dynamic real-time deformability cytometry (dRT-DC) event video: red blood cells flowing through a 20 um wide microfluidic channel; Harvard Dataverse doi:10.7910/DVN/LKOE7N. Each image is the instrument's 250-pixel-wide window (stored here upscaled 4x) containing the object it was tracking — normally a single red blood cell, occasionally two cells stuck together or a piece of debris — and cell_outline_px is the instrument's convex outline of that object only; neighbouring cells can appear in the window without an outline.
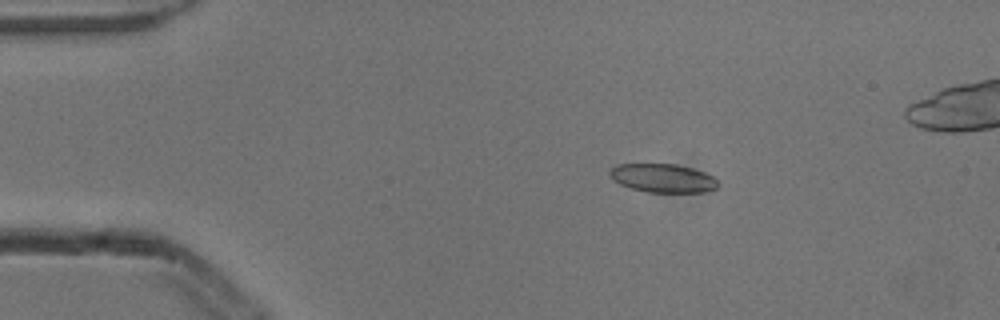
{"species": "common noctule bat (a hibernating species)", "species_latin": "Nyctalus noctula", "temperature_condition": "cold", "stored_images_in_passage": 5, "camera_frame_rate_fps": 3000, "um_per_image_px": 0.085, "animal": {"sex": "male", "body_mass_g": 13.3}, "frame": {"image": 1, "passage_image": 3, "time_ms": 0.667, "image_size_px": [1000, 320], "cell_outline_px": [[716, 188], [704, 192], [648, 192], [632, 188], [620, 184], [612, 180], [608, 172], [616, 164], [676, 164], [692, 168], [704, 172], [712, 176], [716, 180]], "centroid_in_image_um": [56.3, 15.13], "position_along_channel_um": 28.7, "area_um2": 17.92}}